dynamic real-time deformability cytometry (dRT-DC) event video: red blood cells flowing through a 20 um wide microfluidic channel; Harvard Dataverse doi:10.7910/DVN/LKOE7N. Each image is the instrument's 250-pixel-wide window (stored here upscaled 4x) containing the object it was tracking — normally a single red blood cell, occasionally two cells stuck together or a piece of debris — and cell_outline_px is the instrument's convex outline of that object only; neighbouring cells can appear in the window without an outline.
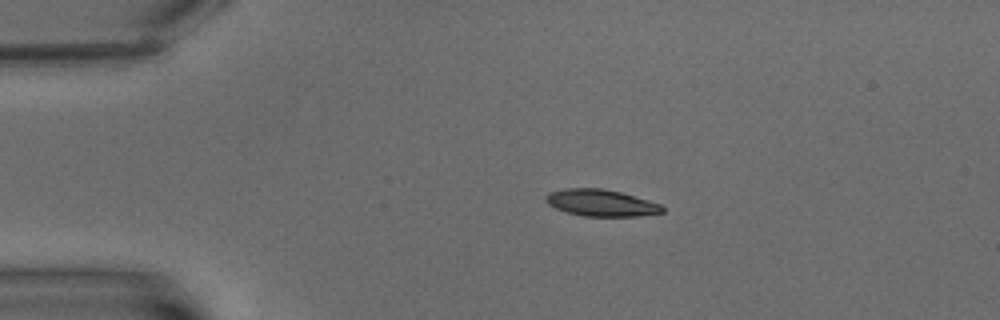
{"species": "common noctule bat (a hibernating species)", "species_latin": "Nyctalus noctula", "temperature_condition": "warm", "stored_images_in_passage": 5, "camera_frame_rate_fps": 3000, "um_per_image_px": 0.085, "animal": {"sex": "male", "body_mass_g": 15.6}, "frame": {"image": 1, "passage_image": 1, "time_ms": 0.0, "image_size_px": [1000, 320], "cell_outline_px": [[664, 212], [636, 216], [584, 216], [568, 212], [556, 208], [548, 204], [544, 200], [544, 196], [548, 192], [564, 188], [604, 188], [620, 192], [660, 204], [664, 208]], "centroid_in_image_um": [51.04, 17.23], "position_along_channel_um": 34.0, "area_um2": 18.09}}
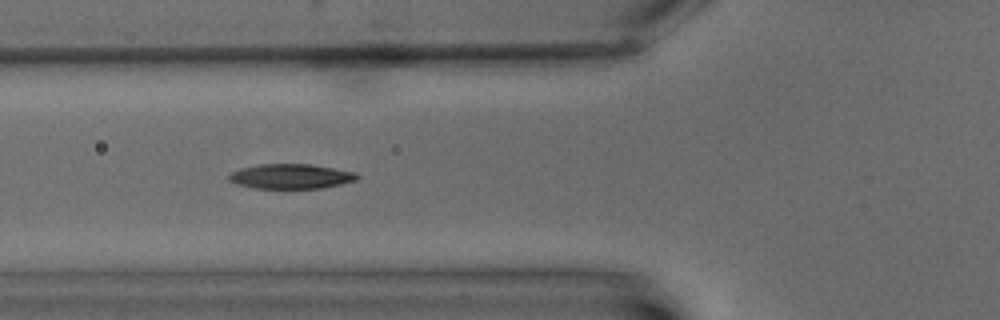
{"frame": {"image": 2, "passage_image": 4, "time_ms": 3.667, "image_size_px": [1000, 320], "cell_outline_px": [[360, 176], [356, 180], [340, 184], [320, 188], [256, 188], [236, 184], [228, 180], [228, 176], [232, 172], [240, 168], [260, 164], [312, 164], [356, 172]], "centroid_in_image_um": [24.72, 14.98], "position_along_channel_um": 101.1, "area_um2": 18.5}}